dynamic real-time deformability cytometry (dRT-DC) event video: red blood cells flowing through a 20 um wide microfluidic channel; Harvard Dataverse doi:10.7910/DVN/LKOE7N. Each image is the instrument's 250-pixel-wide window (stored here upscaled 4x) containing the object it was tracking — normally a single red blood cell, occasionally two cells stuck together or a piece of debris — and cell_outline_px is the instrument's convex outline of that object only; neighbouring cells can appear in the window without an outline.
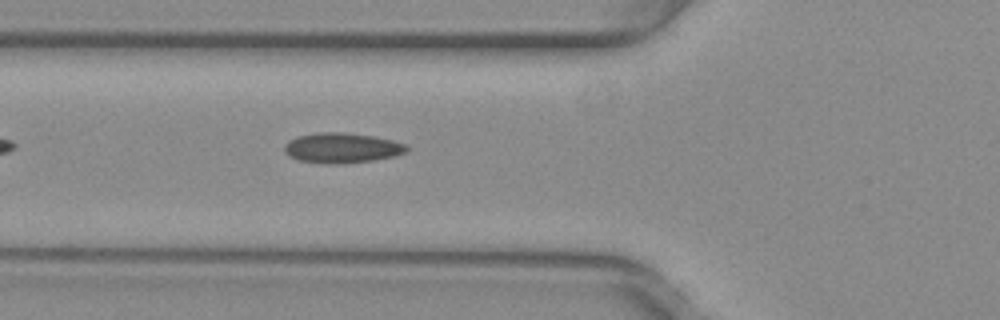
{"species": "common noctule bat (a hibernating species)", "species_latin": "Nyctalus noctula", "temperature_condition": "warm", "stored_images_in_passage": 35, "camera_frame_rate_fps": 3000, "um_per_image_px": 0.085, "animal": {"sex": "female", "body_mass_g": 29.2, "forearm_length_mm": 56.3}, "frame": {"image": 1, "passage_image": 6, "time_ms": 1.667, "image_size_px": [1000, 320], "cell_outline_px": [[408, 152], [396, 156], [372, 160], [340, 164], [328, 164], [296, 160], [288, 156], [284, 152], [284, 144], [288, 140], [296, 136], [320, 132], [344, 132], [372, 136], [392, 140], [404, 144], [408, 148]], "centroid_in_image_um": [29.02, 12.58], "position_along_channel_um": 96.8, "area_um2": 21.68}}
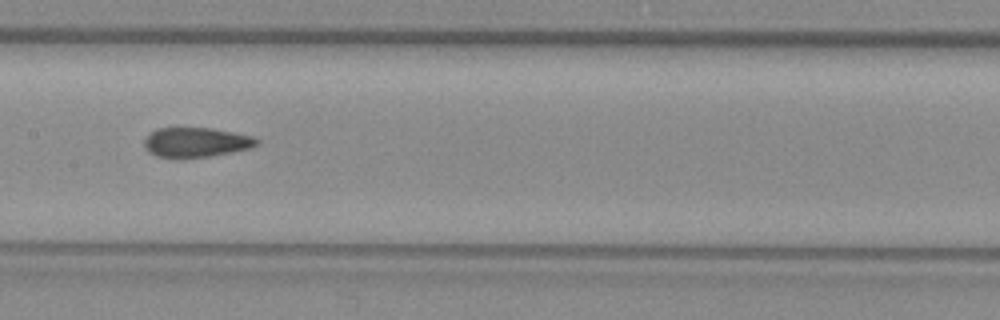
{"frame": {"image": 2, "passage_image": 13, "time_ms": 4.0, "image_size_px": [1000, 320], "cell_outline_px": [[260, 144], [252, 148], [212, 156], [180, 160], [176, 160], [156, 156], [148, 152], [144, 148], [144, 140], [156, 128], [212, 128], [252, 136], [260, 140]], "centroid_in_image_um": [16.66, 12.13], "position_along_channel_um": 190.7, "area_um2": 20.06}}
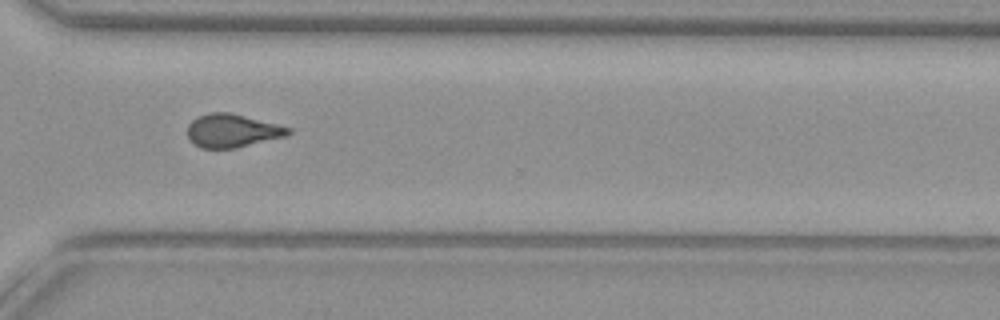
{"frame": {"image": 3, "passage_image": 25, "time_ms": 8.0, "image_size_px": [1000, 320], "cell_outline_px": [[292, 132], [284, 136], [236, 148], [200, 148], [192, 144], [188, 140], [188, 124], [196, 116], [208, 112], [232, 112], [292, 128]], "centroid_in_image_um": [19.69, 11.1], "position_along_channel_um": 350.9, "area_um2": 19.77}, "authors_computed_cell_mechanics": {"area_um2": 20.0566, "velocity_mm_per_s": 4.0082, "shape_relaxation_time_tau1_ms": null, "shape_relaxation_time_tau2_ms": 2.1556, "deformation_change_tau1": null, "deformation_change_tau2": 0.0804}}